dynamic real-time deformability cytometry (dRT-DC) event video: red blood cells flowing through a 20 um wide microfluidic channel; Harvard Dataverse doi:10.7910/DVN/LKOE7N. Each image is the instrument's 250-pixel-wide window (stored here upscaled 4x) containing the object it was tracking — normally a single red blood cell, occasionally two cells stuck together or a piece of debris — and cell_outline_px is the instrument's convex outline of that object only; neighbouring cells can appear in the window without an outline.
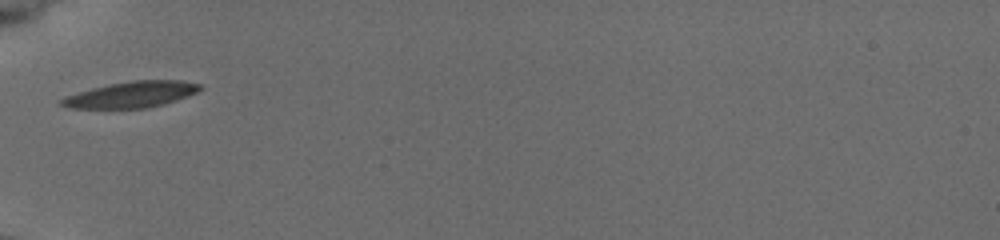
{"species": "common noctule bat (a hibernating species)", "species_latin": "Nyctalus noctula", "temperature_condition": "cold", "stored_images_in_passage": 36, "camera_frame_rate_fps": 3000, "um_per_image_px": 0.085, "animal": {"sex": "female", "body_mass_g": 19.5, "forearm_length_mm": 54.1}, "frame": {"image": 1, "passage_image": 1, "time_ms": 0.0, "image_size_px": [1000, 240], "cell_outline_px": [[204, 88], [196, 92], [176, 100], [164, 104], [148, 108], [68, 108], [56, 104], [64, 96], [92, 88], [108, 84], [132, 80], [180, 80], [200, 84]], "centroid_in_image_um": [11.13, 8.04], "position_along_channel_um": 73.9, "area_um2": 21.15}}
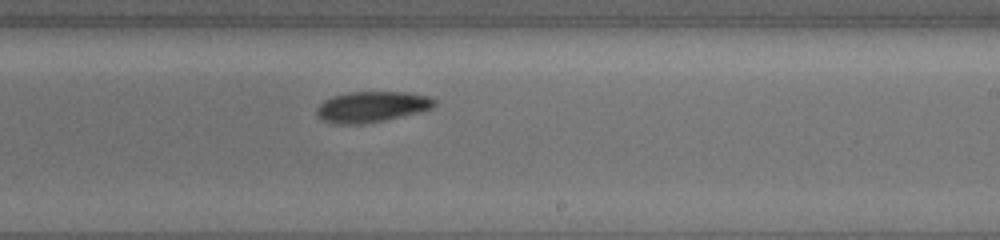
{"frame": {"image": 2, "passage_image": 16, "time_ms": 5.0, "image_size_px": [1000, 240], "cell_outline_px": [[436, 104], [432, 108], [420, 112], [384, 120], [364, 124], [332, 124], [324, 120], [316, 112], [316, 108], [324, 100], [332, 96], [348, 92], [408, 92], [428, 96], [436, 100]], "centroid_in_image_um": [31.61, 9.07], "position_along_channel_um": 257.4, "area_um2": 21.15}}
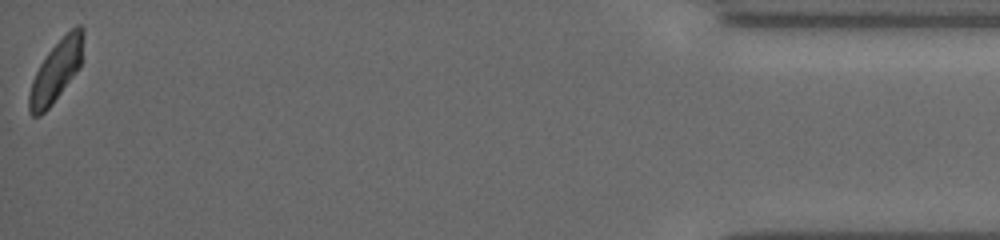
{"frame": {"image": 3, "passage_image": 36, "time_ms": 11.667, "image_size_px": [1000, 240], "cell_outline_px": [[84, 36], [80, 68], [52, 104], [40, 116], [32, 116], [28, 112], [28, 96], [32, 80], [40, 64], [48, 52], [76, 24], [80, 24], [84, 28]], "centroid_in_image_um": [4.77, 6.05], "position_along_channel_um": 430.4, "area_um2": 19.25}, "authors_computed_cell_mechanics": {"area_um2": 20.6924, "velocity_mm_per_s": 3.7186, "shape_relaxation_time_tau1_ms": 3.2082, "shape_relaxation_time_tau2_ms": null, "deformation_change_tau1": 0.1014, "deformation_change_tau2": null}}